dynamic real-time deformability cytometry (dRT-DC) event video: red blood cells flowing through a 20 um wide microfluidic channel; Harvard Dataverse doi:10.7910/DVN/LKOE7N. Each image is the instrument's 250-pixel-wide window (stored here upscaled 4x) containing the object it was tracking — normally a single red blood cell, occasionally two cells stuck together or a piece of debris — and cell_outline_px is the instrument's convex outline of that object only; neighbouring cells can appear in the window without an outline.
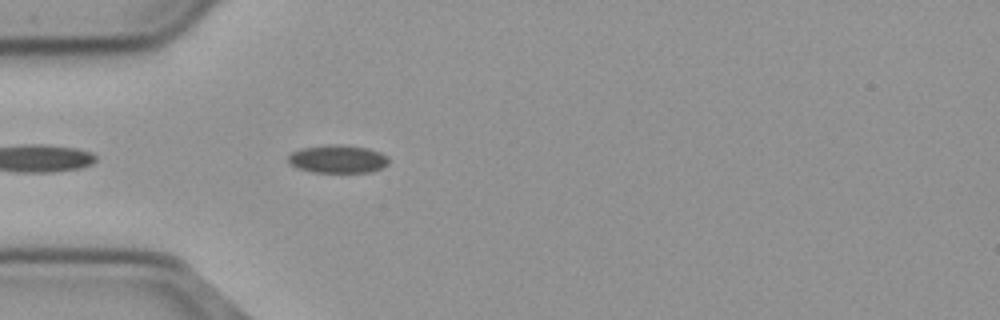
{"species": "common noctule bat (a hibernating species)", "species_latin": "Nyctalus noctula", "temperature_condition": "cold", "stored_images_in_passage": 9, "camera_frame_rate_fps": 3000, "um_per_image_px": 0.085, "animal": {"sex": "male", "body_mass_g": 23.1, "forearm_length_mm": 52.7}, "frame": {"image": 1, "passage_image": 4, "time_ms": 1.0, "image_size_px": [1000, 320], "cell_outline_px": [[388, 164], [372, 172], [312, 172], [296, 168], [288, 164], [288, 156], [292, 152], [300, 148], [324, 144], [340, 144], [368, 148], [380, 152], [388, 156]], "centroid_in_image_um": [28.67, 13.51], "position_along_channel_um": 56.3, "area_um2": 16.7}}